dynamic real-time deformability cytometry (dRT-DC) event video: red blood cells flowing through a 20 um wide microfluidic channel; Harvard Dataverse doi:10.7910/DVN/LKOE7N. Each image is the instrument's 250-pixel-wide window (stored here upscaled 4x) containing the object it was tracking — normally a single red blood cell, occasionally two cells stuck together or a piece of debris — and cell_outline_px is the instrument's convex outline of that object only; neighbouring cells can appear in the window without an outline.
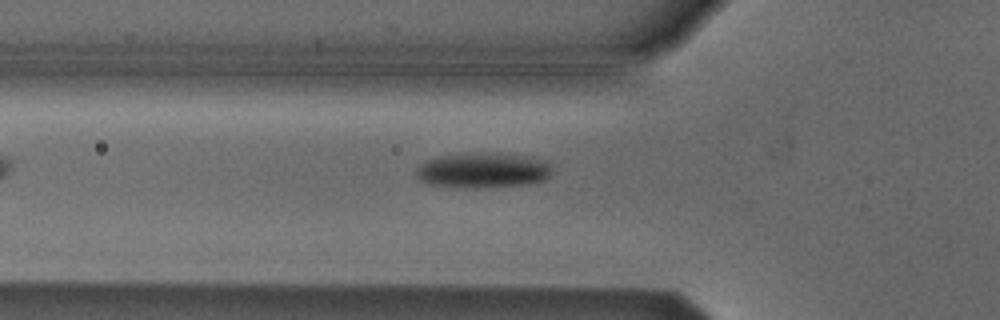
{"species": "Egyptian fruit bat (a non-hibernating species)", "species_latin": "Rousettus aegyptiacus", "temperature_condition": "cold", "stored_images_in_passage": 26, "camera_frame_rate_fps": 3000, "um_per_image_px": 0.085, "animal": {"sex": "male"}, "frame": {"image": 1, "passage_image": 3, "time_ms": 0.667, "image_size_px": [1000, 320], "cell_outline_px": [[552, 172], [544, 180], [528, 184], [428, 184], [420, 180], [416, 176], [416, 168], [420, 164], [428, 160], [440, 156], [520, 156], [544, 160], [548, 164]], "centroid_in_image_um": [41.05, 14.47], "position_along_channel_um": 84.8, "area_um2": 24.85}}
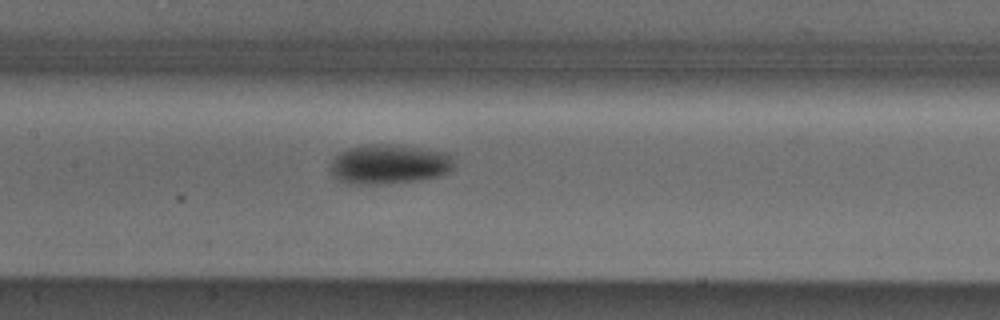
{"frame": {"image": 2, "passage_image": 10, "time_ms": 3.0, "image_size_px": [1000, 320], "cell_outline_px": [[456, 164], [448, 172], [440, 176], [424, 180], [388, 184], [348, 184], [332, 176], [328, 168], [336, 152], [348, 148], [368, 144], [400, 144], [448, 152], [452, 156]], "centroid_in_image_um": [33.07, 13.95], "position_along_channel_um": 174.3, "area_um2": 29.59}}
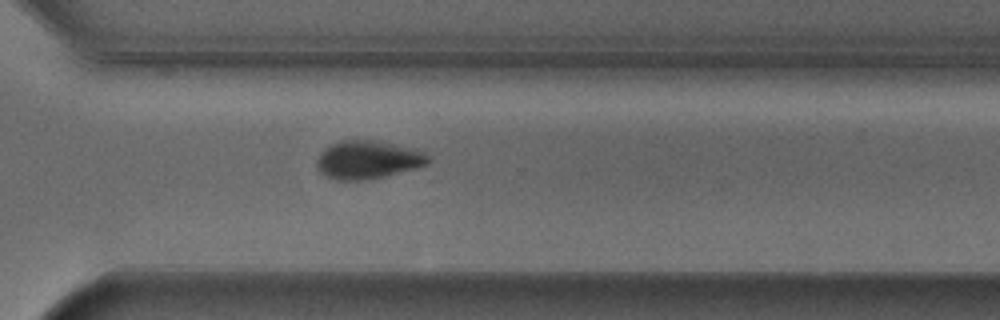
{"frame": {"image": 3, "passage_image": 23, "time_ms": 7.333, "image_size_px": [1000, 320], "cell_outline_px": [[428, 164], [384, 176], [368, 180], [336, 180], [320, 172], [316, 168], [316, 160], [320, 152], [324, 148], [340, 140], [368, 140], [388, 144], [424, 152], [428, 156]], "centroid_in_image_um": [31.17, 13.6], "position_along_channel_um": 339.4, "area_um2": 24.22}}